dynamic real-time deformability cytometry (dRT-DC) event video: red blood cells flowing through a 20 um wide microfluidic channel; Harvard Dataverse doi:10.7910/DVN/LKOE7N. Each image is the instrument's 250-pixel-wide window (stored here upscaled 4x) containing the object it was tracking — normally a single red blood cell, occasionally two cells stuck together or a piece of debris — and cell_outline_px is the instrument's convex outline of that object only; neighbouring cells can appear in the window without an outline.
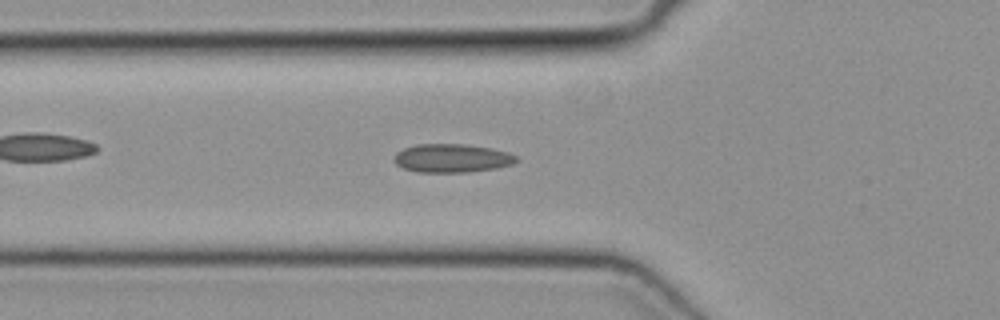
{"species": "common noctule bat (a hibernating species)", "species_latin": "Nyctalus noctula", "temperature_condition": "cold", "stored_images_in_passage": 41, "camera_frame_rate_fps": 3000, "um_per_image_px": 0.085, "animal": {"sex": "female", "body_mass_g": 19.3, "forearm_length_mm": 54.1}, "frame": {"image": 1, "passage_image": 15, "time_ms": 4.667, "image_size_px": [1000, 320], "cell_outline_px": [[520, 160], [512, 164], [496, 168], [468, 172], [416, 172], [404, 168], [396, 164], [396, 152], [404, 148], [416, 144], [464, 144], [492, 148], [508, 152], [516, 156]], "centroid_in_image_um": [38.45, 13.44], "position_along_channel_um": 87.4, "area_um2": 20.29}}
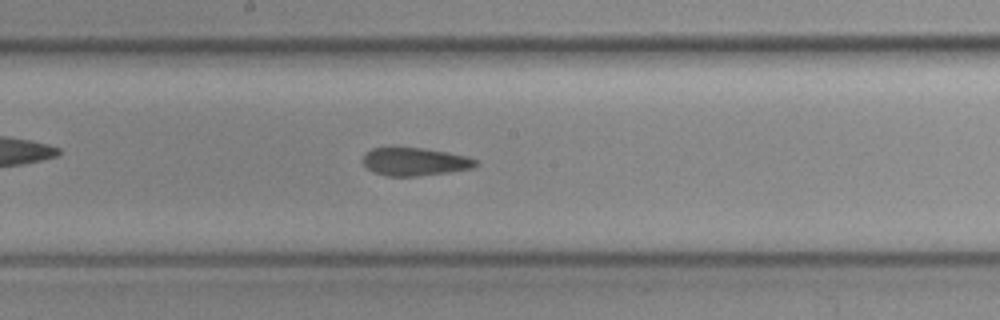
{"frame": {"image": 2, "passage_image": 24, "time_ms": 7.667, "image_size_px": [1000, 320], "cell_outline_px": [[480, 164], [472, 168], [448, 172], [416, 176], [388, 176], [372, 172], [364, 164], [364, 156], [372, 148], [424, 148], [468, 156], [476, 160]], "centroid_in_image_um": [35.3, 13.75], "position_along_channel_um": 212.9, "area_um2": 18.21}}
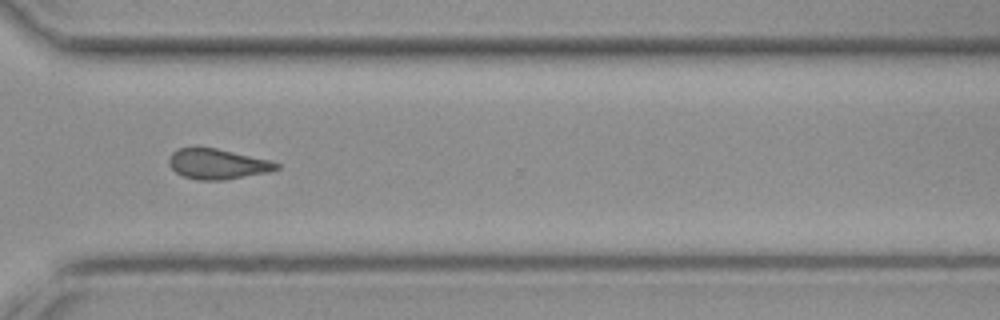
{"frame": {"image": 3, "passage_image": 34, "time_ms": 11.0, "image_size_px": [1000, 320], "cell_outline_px": [[280, 168], [268, 172], [224, 180], [196, 180], [184, 176], [176, 172], [168, 164], [168, 160], [172, 152], [180, 148], [216, 148], [268, 160], [280, 164]], "centroid_in_image_um": [18.47, 13.95], "position_along_channel_um": 352.1, "area_um2": 18.73}}